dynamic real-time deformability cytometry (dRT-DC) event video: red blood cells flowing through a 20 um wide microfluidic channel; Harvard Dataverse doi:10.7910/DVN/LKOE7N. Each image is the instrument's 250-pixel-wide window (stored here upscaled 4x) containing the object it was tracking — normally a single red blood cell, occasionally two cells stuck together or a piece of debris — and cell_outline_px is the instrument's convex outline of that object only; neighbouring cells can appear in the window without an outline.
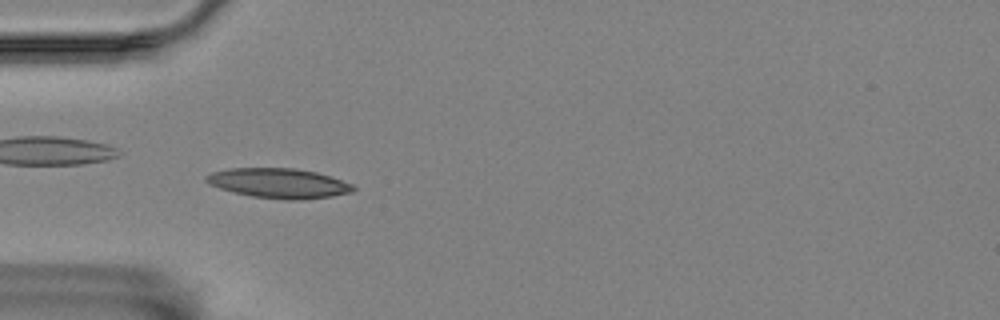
{"species": "Egyptian fruit bat (a non-hibernating species)", "species_latin": "Rousettus aegyptiacus", "temperature_condition": "room temperature", "stored_images_in_passage": 56, "camera_frame_rate_fps": 3000, "um_per_image_px": 0.085, "animal": {"sex": "female"}, "frame": {"image": 1, "passage_image": 17, "time_ms": 5.333, "image_size_px": [1000, 320], "cell_outline_px": [[356, 188], [352, 192], [332, 196], [300, 200], [284, 200], [252, 196], [220, 188], [208, 184], [204, 180], [204, 176], [212, 172], [228, 168], [296, 168], [316, 172], [352, 184]], "centroid_in_image_um": [23.67, 15.57], "position_along_channel_um": 61.3, "area_um2": 25.49}}
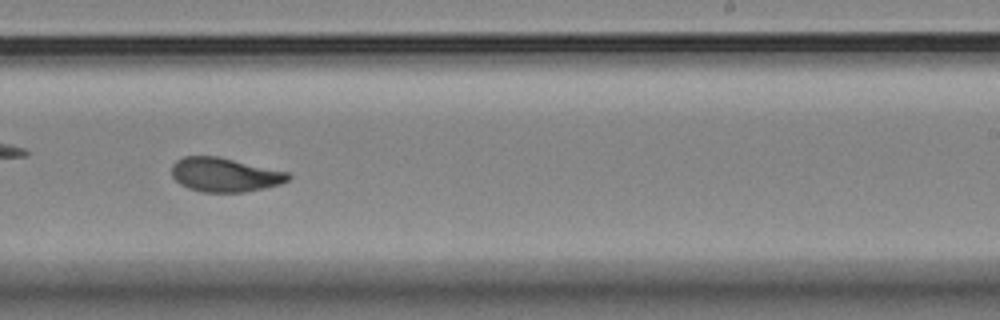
{"frame": {"image": 2, "passage_image": 35, "time_ms": 11.333, "image_size_px": [1000, 320], "cell_outline_px": [[292, 176], [288, 180], [280, 184], [264, 188], [244, 192], [200, 192], [188, 188], [180, 184], [172, 176], [172, 164], [176, 160], [184, 156], [216, 156], [288, 172]], "centroid_in_image_um": [19.08, 14.86], "position_along_channel_um": 269.9, "area_um2": 23.06}}
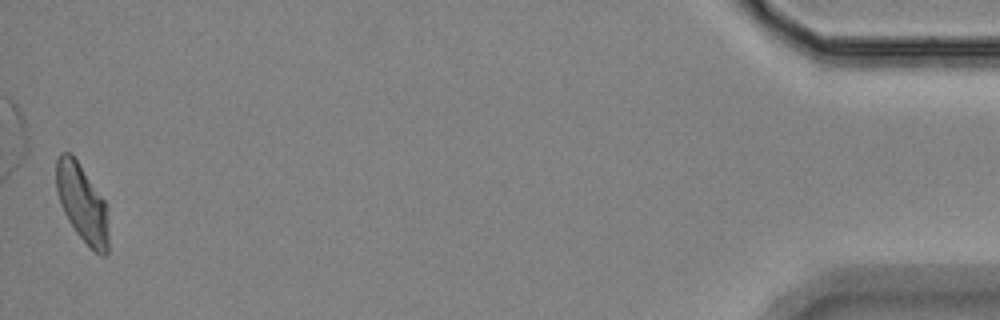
{"frame": {"image": 3, "passage_image": 56, "time_ms": 18.333, "image_size_px": [1000, 320], "cell_outline_px": [[108, 252], [104, 256], [100, 256], [76, 232], [68, 220], [60, 204], [56, 192], [56, 160], [60, 152], [68, 152], [76, 160], [104, 200], [108, 236]], "centroid_in_image_um": [6.95, 17.27], "position_along_channel_um": 428.3, "area_um2": 23.06}, "authors_computed_cell_mechanics": {"area_um2": 23.2934, "velocity_mm_per_s": 3.5045, "shape_relaxation_time_tau1_ms": 7.8098, "shape_relaxation_time_tau2_ms": 1.7635, "deformation_change_tau1": 0.1983, "deformation_change_tau2": 0.0761}}